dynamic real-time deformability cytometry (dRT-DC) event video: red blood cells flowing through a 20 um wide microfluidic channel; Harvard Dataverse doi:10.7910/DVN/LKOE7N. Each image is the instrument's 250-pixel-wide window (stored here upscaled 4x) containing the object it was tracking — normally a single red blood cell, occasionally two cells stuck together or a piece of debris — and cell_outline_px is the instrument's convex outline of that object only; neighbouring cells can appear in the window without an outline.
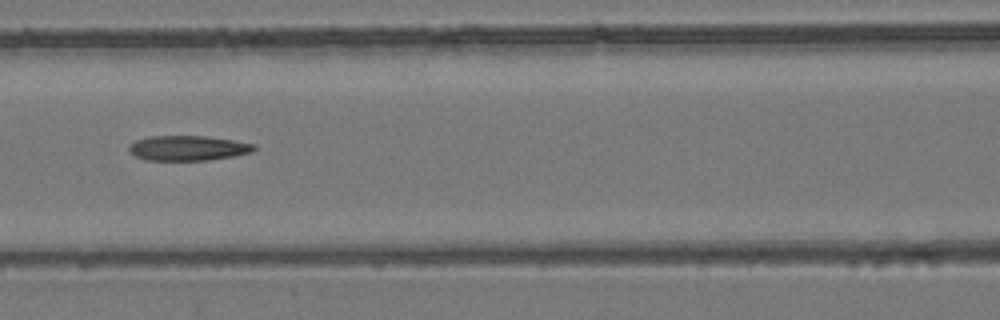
{"species": "common noctule bat (a hibernating species)", "species_latin": "Nyctalus noctula", "temperature_condition": "room temperature", "stored_images_in_passage": 8, "camera_frame_rate_fps": 3000, "um_per_image_px": 0.085, "animal": {"sex": "female", "body_mass_g": 24.6, "forearm_length_mm": 56.2}, "frame": {"image": 1, "passage_image": 8, "time_ms": 8.0, "image_size_px": [1000, 320], "cell_outline_px": [[256, 148], [252, 152], [232, 156], [208, 160], [144, 160], [128, 152], [128, 144], [136, 140], [148, 136], [204, 136], [232, 140], [256, 144]], "centroid_in_image_um": [15.93, 12.58], "position_along_channel_um": 150.7, "area_um2": 18.26}}